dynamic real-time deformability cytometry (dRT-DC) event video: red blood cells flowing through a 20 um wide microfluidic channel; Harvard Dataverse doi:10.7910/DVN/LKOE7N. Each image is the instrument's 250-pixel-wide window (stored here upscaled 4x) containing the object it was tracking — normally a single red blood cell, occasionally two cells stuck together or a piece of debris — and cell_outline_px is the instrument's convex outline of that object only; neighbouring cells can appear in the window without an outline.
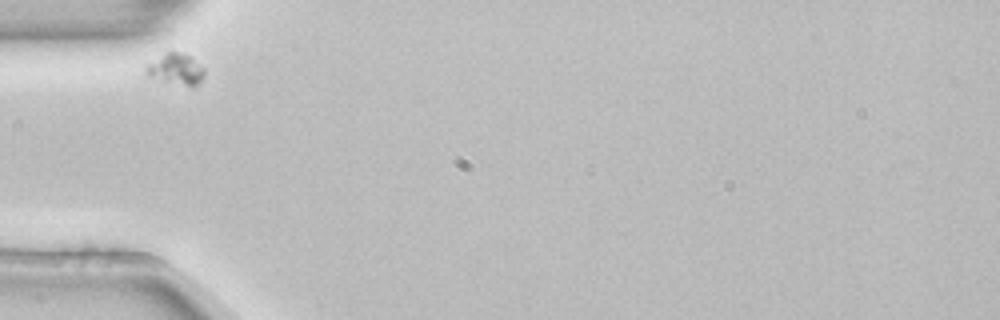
{"species": "common noctule bat (a hibernating species)", "species_latin": "Nyctalus noctula", "temperature_condition": "room temperature", "stored_images_in_passage": 5, "camera_frame_rate_fps": 3000, "um_per_image_px": 0.085, "animal": {"sex": "female", "body_mass_g": 22.7, "forearm_length_mm": 54.2}, "frame": {"image": 1, "passage_image": 1, "time_ms": 0.0, "image_size_px": [1000, 320], "cell_outline_px": [[204, 76], [200, 84], [196, 88], [192, 88], [148, 76], [144, 72], [144, 68], [148, 64], [168, 52], [176, 52], [192, 56], [204, 68]], "centroid_in_image_um": [15.02, 5.92], "position_along_channel_um": 70.0, "area_um2": 10.64}}
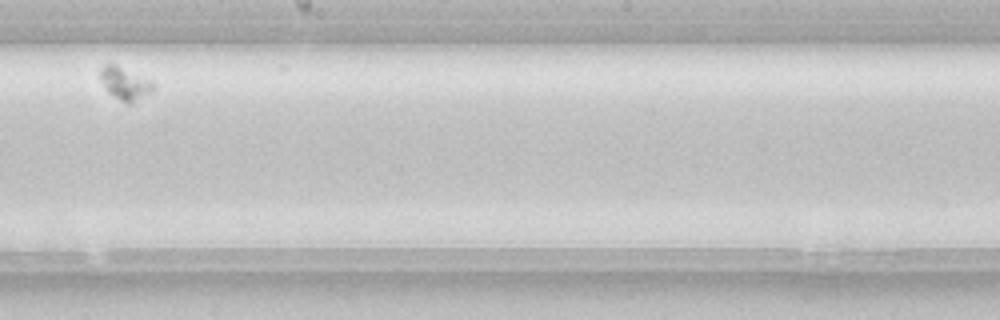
{"frame": {"image": 2, "passage_image": 5, "time_ms": 1.333, "image_size_px": [1000, 320], "cell_outline_px": [[152, 92], [132, 104], [128, 104], [112, 96], [108, 92], [96, 76], [100, 68], [104, 64], [116, 64], [152, 80]], "centroid_in_image_um": [10.56, 7.08], "position_along_channel_um": 237.6, "area_um2": 10.46}}